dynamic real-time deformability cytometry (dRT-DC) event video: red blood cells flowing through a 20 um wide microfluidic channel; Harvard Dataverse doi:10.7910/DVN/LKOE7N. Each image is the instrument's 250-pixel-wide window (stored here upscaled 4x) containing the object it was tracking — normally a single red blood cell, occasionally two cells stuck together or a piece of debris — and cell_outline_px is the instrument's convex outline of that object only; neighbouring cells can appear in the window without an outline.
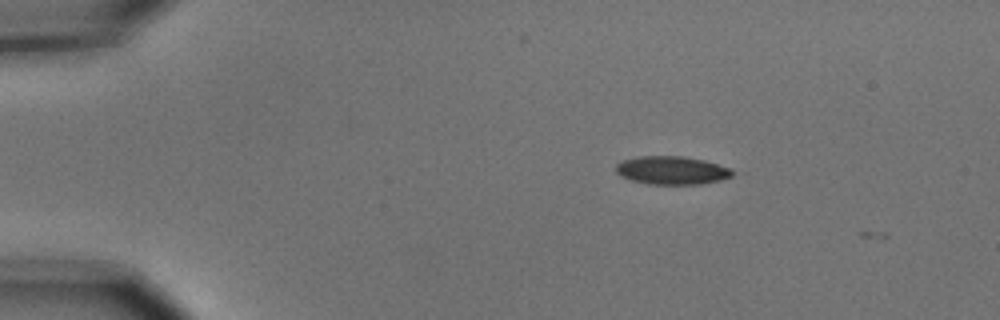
{"species": "common noctule bat (a hibernating species)", "species_latin": "Nyctalus noctula", "temperature_condition": "cold", "stored_images_in_passage": 3, "camera_frame_rate_fps": 3000, "um_per_image_px": 0.085, "animal": {"sex": "male", "body_mass_g": 15.6}, "frame": {"image": 1, "passage_image": 2, "time_ms": 0.333, "image_size_px": [1000, 320], "cell_outline_px": [[744, 172], [720, 180], [700, 184], [648, 184], [632, 180], [620, 176], [616, 172], [616, 164], [624, 160], [640, 156], [684, 156], [704, 160], [732, 168]], "centroid_in_image_um": [57.2, 14.48], "position_along_channel_um": 27.8, "area_um2": 19.48}}